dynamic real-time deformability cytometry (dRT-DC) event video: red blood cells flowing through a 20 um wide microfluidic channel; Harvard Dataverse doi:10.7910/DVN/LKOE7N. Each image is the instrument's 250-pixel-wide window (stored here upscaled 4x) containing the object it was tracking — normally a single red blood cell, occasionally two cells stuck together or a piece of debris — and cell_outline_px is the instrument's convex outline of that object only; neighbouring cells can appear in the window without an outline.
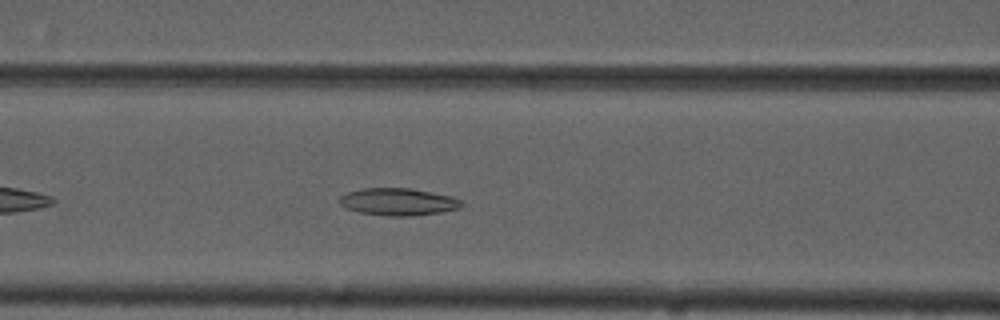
{"species": "common noctule bat (a hibernating species)", "species_latin": "Nyctalus noctula", "temperature_condition": "cold", "stored_images_in_passage": 33, "camera_frame_rate_fps": 3000, "um_per_image_px": 0.085, "animal": {"sex": "male", "forearm_length_mm": 52.5}, "frame": {"image": 1, "passage_image": 10, "time_ms": 3.0, "image_size_px": [1000, 320], "cell_outline_px": [[464, 204], [460, 208], [440, 212], [408, 216], [388, 216], [360, 212], [348, 208], [340, 204], [340, 196], [348, 192], [360, 188], [412, 188], [452, 196], [464, 200]], "centroid_in_image_um": [33.9, 17.14], "position_along_channel_um": 132.7, "area_um2": 19.42}}
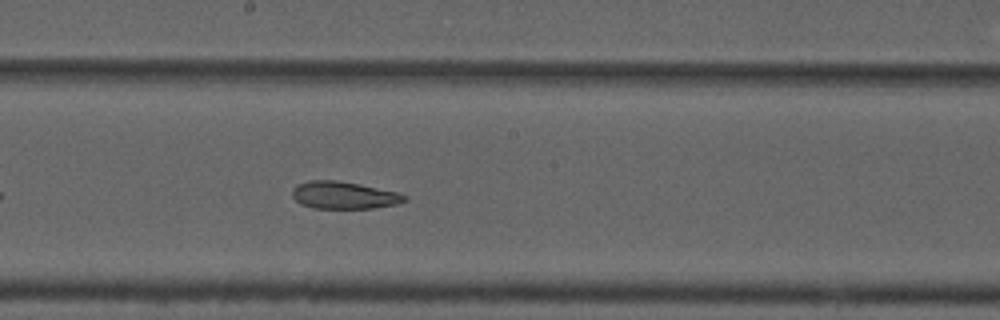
{"frame": {"image": 2, "passage_image": 17, "time_ms": 5.333, "image_size_px": [1000, 320], "cell_outline_px": [[408, 200], [396, 204], [372, 208], [312, 208], [300, 204], [292, 196], [292, 188], [296, 184], [308, 180], [336, 180], [360, 184], [396, 192], [408, 196]], "centroid_in_image_um": [29.19, 16.59], "position_along_channel_um": 219.0, "area_um2": 17.98}}
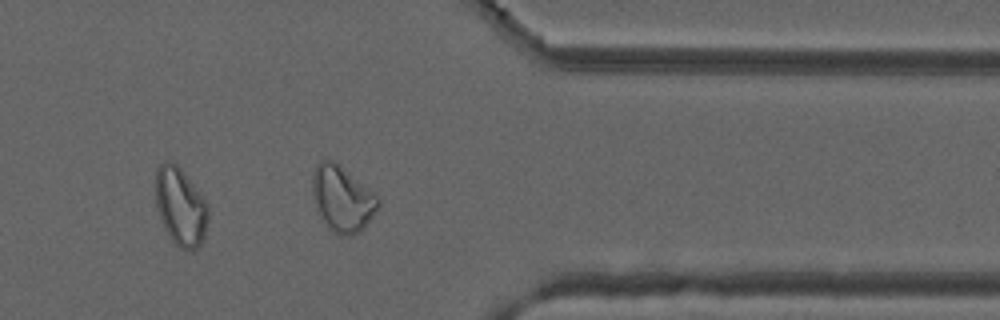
{"frame": {"image": 3, "passage_image": 31, "time_ms": 10.0, "image_size_px": [1000, 320], "cell_outline_px": [[380, 204], [364, 228], [360, 232], [352, 236], [340, 236], [332, 232], [328, 228], [320, 216], [316, 208], [312, 196], [312, 172], [316, 164], [320, 160], [332, 160], [340, 164], [372, 192], [380, 200]], "centroid_in_image_um": [29.05, 16.91], "position_along_channel_um": 382.3, "area_um2": 25.32}, "authors_computed_cell_mechanics": {"area_um2": 19.4208, "velocity_mm_per_s": 3.7038, "shape_relaxation_time_tau1_ms": null, "shape_relaxation_time_tau2_ms": 3.1076, "deformation_change_tau1": null, "deformation_change_tau2": 0.1034}}